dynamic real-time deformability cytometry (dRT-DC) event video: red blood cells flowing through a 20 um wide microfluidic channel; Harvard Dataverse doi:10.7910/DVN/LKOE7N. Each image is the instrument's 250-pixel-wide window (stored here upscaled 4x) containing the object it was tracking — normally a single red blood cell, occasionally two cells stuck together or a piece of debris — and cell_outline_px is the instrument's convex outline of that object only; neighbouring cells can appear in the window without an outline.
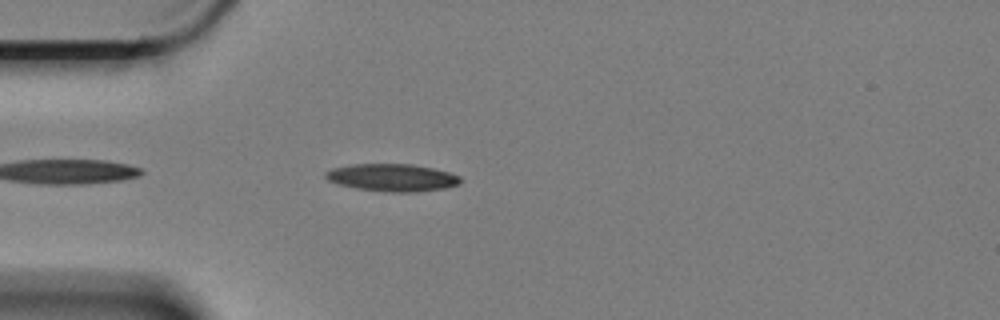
{"species": "Egyptian fruit bat (a non-hibernating species)", "species_latin": "Rousettus aegyptiacus", "temperature_condition": "cold", "stored_images_in_passage": 23, "camera_frame_rate_fps": 3000, "um_per_image_px": 0.085, "animal": {"sex": "female"}, "frame": {"image": 1, "passage_image": 4, "time_ms": 1.0, "image_size_px": [1000, 320], "cell_outline_px": [[460, 184], [444, 188], [416, 192], [388, 192], [356, 188], [336, 184], [328, 180], [324, 176], [324, 172], [332, 168], [352, 164], [412, 164], [432, 168], [448, 172], [460, 176]], "centroid_in_image_um": [33.3, 15.09], "position_along_channel_um": 51.7, "area_um2": 21.62}}
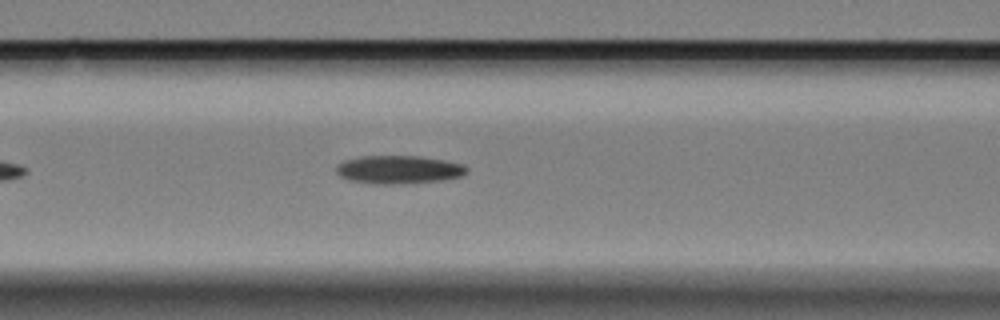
{"frame": {"image": 2, "passage_image": 12, "time_ms": 3.667, "image_size_px": [1000, 320], "cell_outline_px": [[468, 172], [464, 176], [444, 180], [392, 184], [376, 184], [348, 180], [340, 176], [336, 172], [336, 164], [344, 160], [360, 156], [420, 156], [444, 160], [464, 164], [468, 168]], "centroid_in_image_um": [33.9, 14.41], "position_along_channel_um": 132.7, "area_um2": 21.68}}
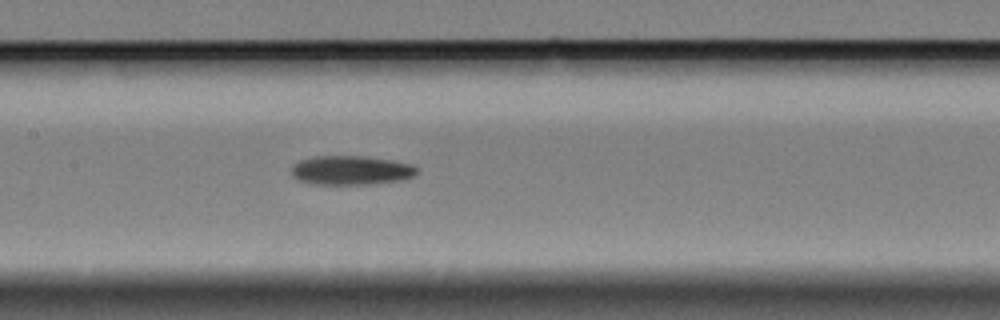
{"frame": {"image": 3, "passage_image": 16, "time_ms": 5.0, "image_size_px": [1000, 320], "cell_outline_px": [[416, 172], [412, 176], [400, 180], [368, 184], [316, 184], [300, 180], [292, 176], [292, 168], [300, 160], [316, 156], [364, 156], [392, 160], [412, 164], [416, 168]], "centroid_in_image_um": [29.84, 14.47], "position_along_channel_um": 177.6, "area_um2": 20.98}}